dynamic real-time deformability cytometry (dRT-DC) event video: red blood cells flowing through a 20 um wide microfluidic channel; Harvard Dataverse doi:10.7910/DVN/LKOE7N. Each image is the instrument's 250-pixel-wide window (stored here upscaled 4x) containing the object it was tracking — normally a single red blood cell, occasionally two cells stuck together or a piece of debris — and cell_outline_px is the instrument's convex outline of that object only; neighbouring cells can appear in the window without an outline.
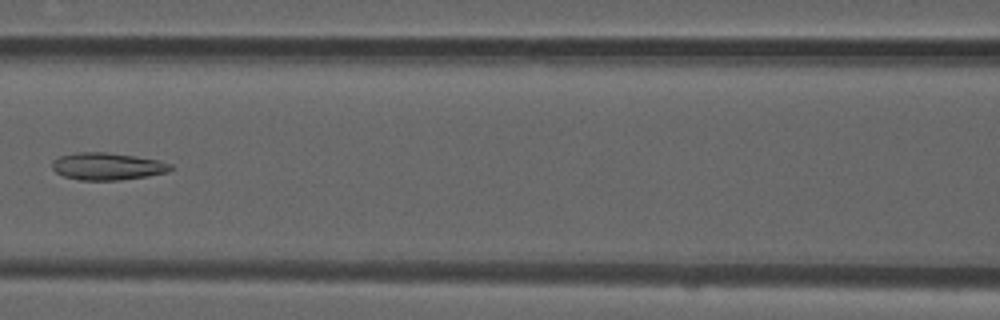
{"species": "common noctule bat (a hibernating species)", "species_latin": "Nyctalus noctula", "temperature_condition": "room temperature", "stored_images_in_passage": 7, "camera_frame_rate_fps": 3000, "um_per_image_px": 0.085, "animal": {"sex": "male", "forearm_length_mm": 52.5}, "frame": {"image": 1, "passage_image": 7, "time_ms": 2.0, "image_size_px": [1000, 320], "cell_outline_px": [[176, 168], [168, 172], [148, 176], [120, 180], [80, 180], [64, 176], [56, 172], [52, 168], [52, 160], [60, 156], [76, 152], [104, 152], [136, 156], [160, 160], [172, 164]], "centroid_in_image_um": [9.17, 14.13], "position_along_channel_um": 157.4, "area_um2": 19.02}}